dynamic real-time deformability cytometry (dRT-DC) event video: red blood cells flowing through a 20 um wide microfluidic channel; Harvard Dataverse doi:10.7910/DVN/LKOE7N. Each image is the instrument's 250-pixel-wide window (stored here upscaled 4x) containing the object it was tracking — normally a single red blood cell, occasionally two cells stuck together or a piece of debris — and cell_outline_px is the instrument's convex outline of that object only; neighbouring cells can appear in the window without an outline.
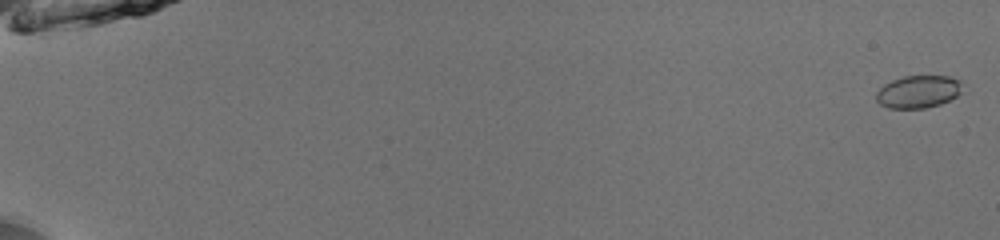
{"species": "common noctule bat (a hibernating species)", "species_latin": "Nyctalus noctula", "temperature_condition": "room temperature", "stored_images_in_passage": 55, "camera_frame_rate_fps": 3000, "um_per_image_px": 0.085, "animal": {"sex": "male", "body_mass_g": 13.0, "forearm_length_mm": 53.1}, "frame": {"image": 1, "passage_image": 2, "time_ms": 0.333, "image_size_px": [1000, 240], "cell_outline_px": [[960, 92], [956, 96], [940, 104], [924, 108], [888, 108], [880, 104], [876, 100], [876, 92], [884, 84], [892, 80], [904, 76], [948, 76], [960, 80]], "centroid_in_image_um": [78.01, 7.79], "position_along_channel_um": 7.0, "area_um2": 16.18}}
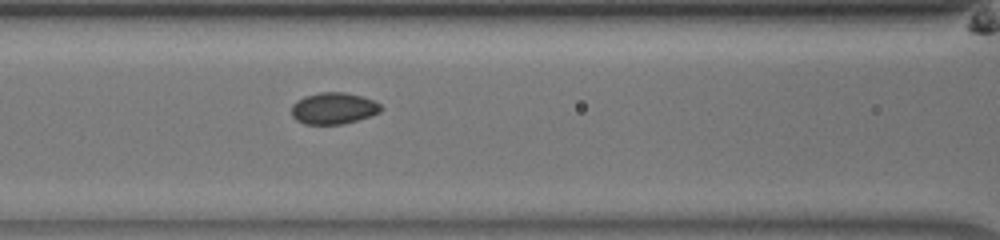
{"frame": {"image": 2, "passage_image": 27, "time_ms": 8.667, "image_size_px": [1000, 240], "cell_outline_px": [[384, 108], [380, 112], [344, 124], [304, 124], [296, 120], [292, 116], [292, 104], [296, 100], [304, 96], [320, 92], [344, 92], [360, 96], [372, 100], [380, 104]], "centroid_in_image_um": [28.32, 9.2], "position_along_channel_um": 138.3, "area_um2": 16.42}}
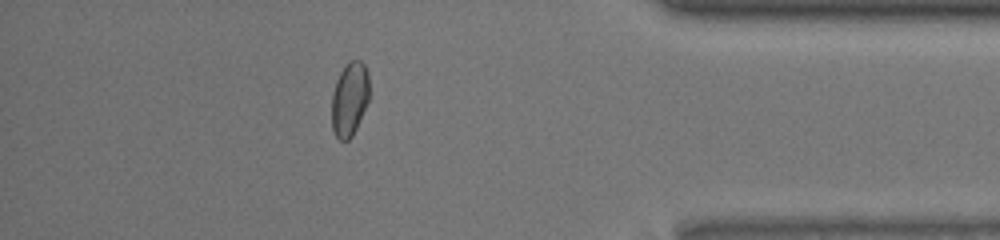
{"frame": {"image": 3, "passage_image": 49, "time_ms": 16.0, "image_size_px": [1000, 240], "cell_outline_px": [[368, 100], [356, 128], [352, 136], [348, 140], [340, 140], [336, 136], [332, 128], [332, 92], [336, 80], [340, 72], [348, 60], [360, 60], [364, 64], [368, 72]], "centroid_in_image_um": [29.7, 8.39], "position_along_channel_um": 405.5, "area_um2": 16.13}, "authors_computed_cell_mechanics": {"area_um2": 16.473, "velocity_mm_per_s": 3.9811, "shape_relaxation_time_tau1_ms": 4.1185, "shape_relaxation_time_tau2_ms": null, "deformation_change_tau1": 0.0656, "deformation_change_tau2": null}}